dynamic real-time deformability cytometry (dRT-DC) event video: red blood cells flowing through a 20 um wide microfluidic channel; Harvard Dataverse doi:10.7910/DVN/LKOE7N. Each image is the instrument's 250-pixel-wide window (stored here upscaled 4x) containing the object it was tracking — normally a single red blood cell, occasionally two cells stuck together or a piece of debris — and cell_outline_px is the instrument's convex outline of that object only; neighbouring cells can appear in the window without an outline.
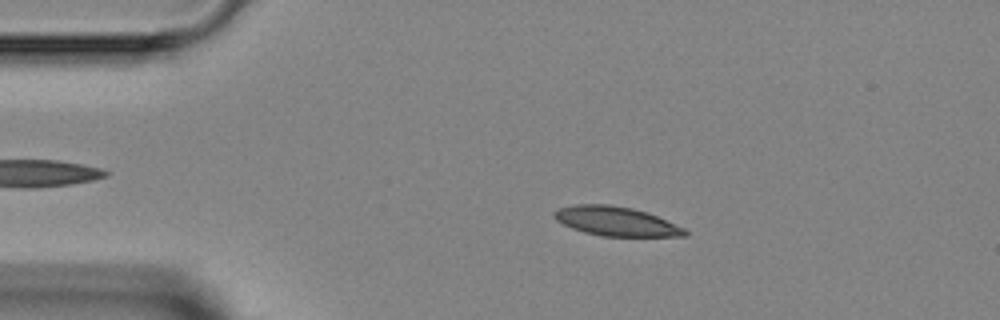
{"species": "Egyptian fruit bat (a non-hibernating species)", "species_latin": "Rousettus aegyptiacus", "temperature_condition": "room temperature", "stored_images_in_passage": 3, "camera_frame_rate_fps": 3000, "um_per_image_px": 0.085, "animal": {"sex": "female"}, "frame": {"image": 1, "passage_image": 2, "time_ms": 1.333, "image_size_px": [1000, 320], "cell_outline_px": [[688, 236], [600, 236], [584, 232], [572, 228], [556, 220], [552, 216], [552, 212], [560, 208], [576, 204], [608, 204], [632, 208], [648, 212], [684, 228], [688, 232]], "centroid_in_image_um": [52.35, 18.8], "position_along_channel_um": 32.7, "area_um2": 22.25}}